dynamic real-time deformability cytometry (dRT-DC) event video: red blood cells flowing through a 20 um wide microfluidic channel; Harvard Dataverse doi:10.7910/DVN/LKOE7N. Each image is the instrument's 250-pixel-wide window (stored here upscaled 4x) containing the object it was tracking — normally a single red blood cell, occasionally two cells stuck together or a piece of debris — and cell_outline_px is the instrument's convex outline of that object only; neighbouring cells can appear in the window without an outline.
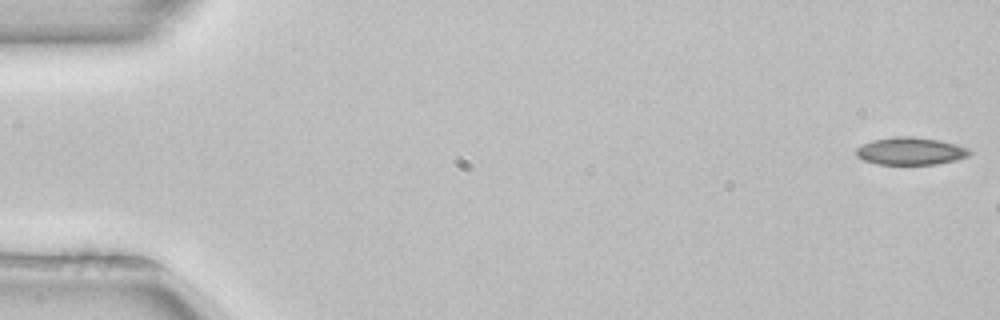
{"species": "common noctule bat (a hibernating species)", "species_latin": "Nyctalus noctula", "temperature_condition": "room temperature", "stored_images_in_passage": 8, "camera_frame_rate_fps": 3000, "um_per_image_px": 0.085, "animal": {"sex": "female", "body_mass_g": 22.7, "forearm_length_mm": 54.2}, "frame": {"image": 1, "passage_image": 1, "time_ms": 0.0, "image_size_px": [1000, 320], "cell_outline_px": [[972, 152], [968, 156], [956, 160], [936, 164], [876, 164], [864, 160], [856, 156], [856, 148], [872, 140], [896, 136], [908, 136], [940, 140], [956, 144], [968, 148]], "centroid_in_image_um": [77.4, 12.84], "position_along_channel_um": 7.6, "area_um2": 18.15}}